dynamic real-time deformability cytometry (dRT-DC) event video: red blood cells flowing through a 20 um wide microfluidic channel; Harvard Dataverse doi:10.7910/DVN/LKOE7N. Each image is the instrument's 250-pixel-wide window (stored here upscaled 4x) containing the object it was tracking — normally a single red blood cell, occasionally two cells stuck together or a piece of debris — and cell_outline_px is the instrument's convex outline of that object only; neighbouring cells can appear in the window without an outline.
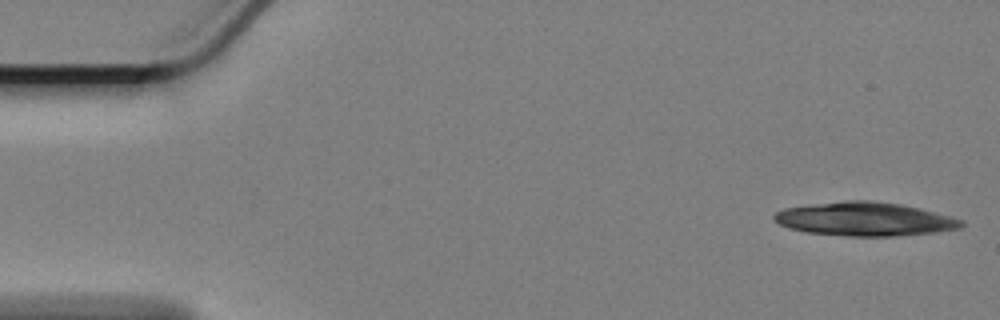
{"species": "Egyptian fruit bat (a non-hibernating species)", "species_latin": "Rousettus aegyptiacus", "temperature_condition": "cold", "stored_images_in_passage": 18, "camera_frame_rate_fps": 3000, "um_per_image_px": 0.085, "animal": {"sex": "female"}, "frame": {"image": 1, "passage_image": 1, "time_ms": 0.0, "image_size_px": [1000, 320], "cell_outline_px": [[964, 224], [960, 228], [936, 232], [896, 236], [848, 236], [804, 232], [788, 228], [780, 224], [772, 216], [776, 212], [784, 208], [808, 204], [844, 200], [872, 200], [900, 204], [920, 208], [964, 220]], "centroid_in_image_um": [73.49, 18.61], "position_along_channel_um": 11.5, "area_um2": 36.93}}